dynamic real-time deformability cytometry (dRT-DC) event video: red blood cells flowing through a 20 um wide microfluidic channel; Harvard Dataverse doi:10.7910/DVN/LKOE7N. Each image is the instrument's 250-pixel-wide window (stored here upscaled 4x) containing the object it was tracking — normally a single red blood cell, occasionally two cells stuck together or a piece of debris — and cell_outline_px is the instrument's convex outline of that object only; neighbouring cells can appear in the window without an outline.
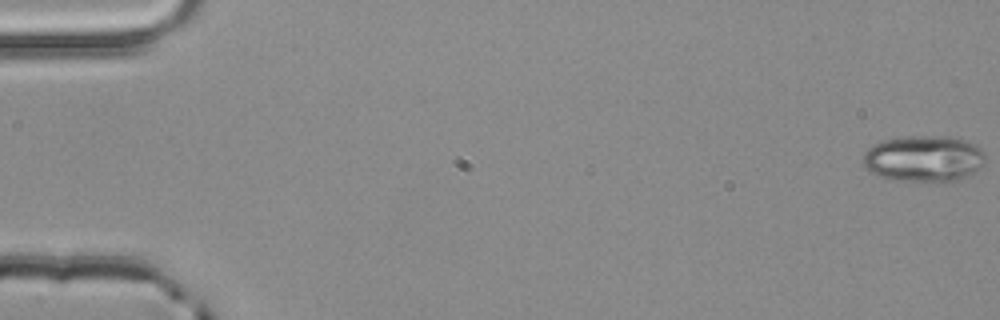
{"species": "common noctule bat (a hibernating species)", "species_latin": "Nyctalus noctula", "temperature_condition": "room temperature", "stored_images_in_passage": 4, "camera_frame_rate_fps": 3000, "um_per_image_px": 0.085, "animal": {"sex": "male", "body_mass_g": 20.4}, "frame": {"image": 1, "passage_image": 1, "time_ms": 0.0, "image_size_px": [1000, 320], "cell_outline_px": [[984, 164], [980, 168], [968, 176], [960, 180], [936, 184], [884, 180], [868, 172], [864, 168], [864, 152], [872, 144], [884, 140], [904, 136], [952, 136], [976, 144], [984, 152]], "centroid_in_image_um": [78.5, 13.53], "position_along_channel_um": 6.5, "area_um2": 34.39}}